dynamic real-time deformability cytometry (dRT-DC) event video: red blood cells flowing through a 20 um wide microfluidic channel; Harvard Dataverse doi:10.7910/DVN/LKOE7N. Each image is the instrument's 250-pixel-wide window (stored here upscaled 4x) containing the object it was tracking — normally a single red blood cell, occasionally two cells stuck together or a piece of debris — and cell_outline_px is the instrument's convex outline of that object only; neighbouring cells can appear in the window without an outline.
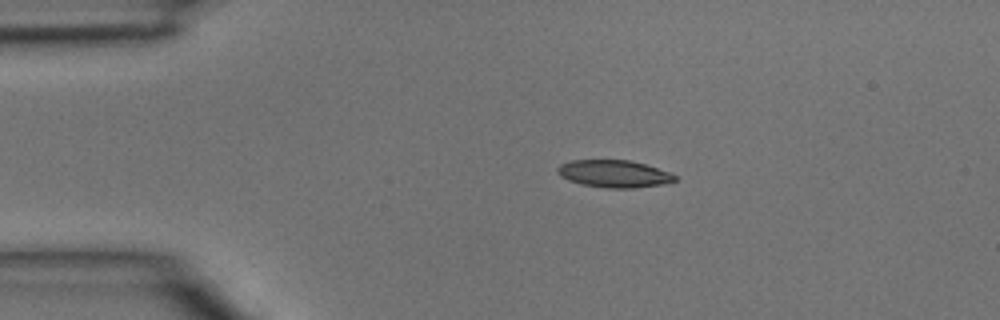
{"species": "common noctule bat (a hibernating species)", "species_latin": "Nyctalus noctula", "temperature_condition": "room temperature", "stored_images_in_passage": 3, "camera_frame_rate_fps": 3000, "um_per_image_px": 0.085, "animal": {"sex": "male", "body_mass_g": 15.6}, "frame": {"image": 1, "passage_image": 2, "time_ms": 0.333, "image_size_px": [1000, 320], "cell_outline_px": [[676, 180], [660, 184], [632, 188], [608, 188], [580, 184], [568, 180], [560, 176], [556, 172], [556, 168], [560, 164], [572, 160], [628, 160], [644, 164], [672, 172], [676, 176]], "centroid_in_image_um": [52.15, 14.76], "position_along_channel_um": 32.8, "area_um2": 18.67}}